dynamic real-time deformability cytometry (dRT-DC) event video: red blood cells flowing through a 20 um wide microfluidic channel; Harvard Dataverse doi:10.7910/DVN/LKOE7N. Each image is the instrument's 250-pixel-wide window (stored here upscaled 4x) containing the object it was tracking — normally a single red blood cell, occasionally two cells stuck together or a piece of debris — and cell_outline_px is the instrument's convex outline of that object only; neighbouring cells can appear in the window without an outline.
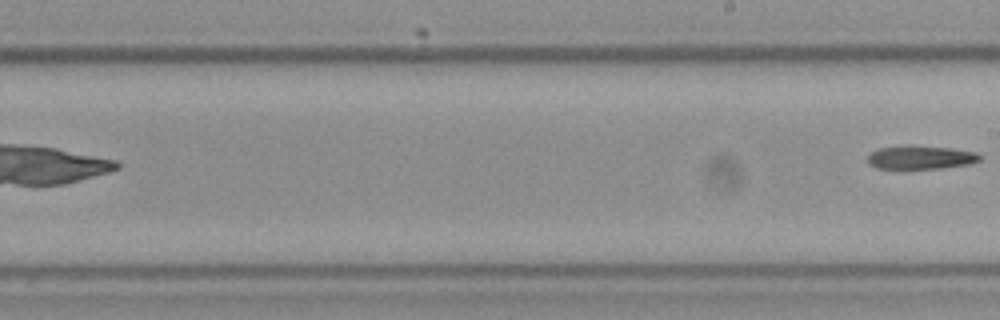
{"species": "Egyptian fruit bat (a non-hibernating species)", "species_latin": "Rousettus aegyptiacus", "temperature_condition": "cold", "stored_images_in_passage": 10, "segment_of_instrument_passage": [2, 2], "camera_frame_rate_fps": 3000, "um_per_image_px": 0.085, "frame": {"image": 1, "passage_image": 10, "time_ms": 3.0, "image_size_px": [1000, 320], "cell_outline_px": [[980, 160], [972, 164], [940, 168], [876, 168], [868, 164], [868, 156], [872, 152], [880, 148], [908, 144], [952, 148], [976, 152], [980, 156]], "centroid_in_image_um": [78.27, 13.36], "position_along_channel_um": 210.7, "area_um2": 15.49}}